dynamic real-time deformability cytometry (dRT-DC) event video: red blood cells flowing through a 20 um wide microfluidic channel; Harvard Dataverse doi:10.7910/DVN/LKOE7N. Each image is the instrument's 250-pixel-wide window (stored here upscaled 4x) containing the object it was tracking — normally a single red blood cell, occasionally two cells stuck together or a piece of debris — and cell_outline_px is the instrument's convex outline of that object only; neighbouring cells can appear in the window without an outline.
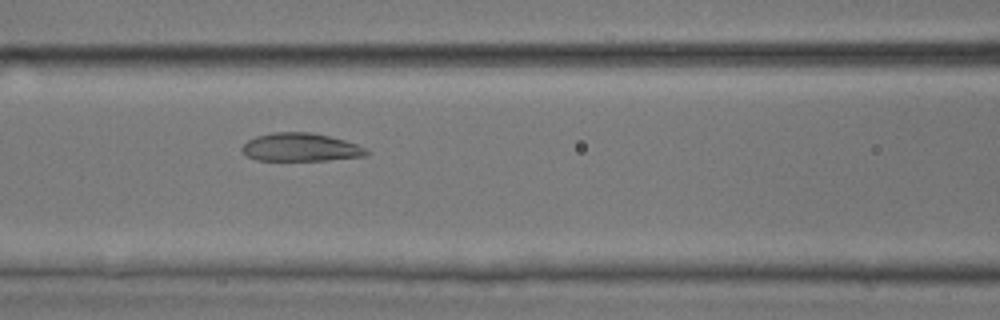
{"species": "common noctule bat (a hibernating species)", "species_latin": "Nyctalus noctula", "temperature_condition": "room temperature", "stored_images_in_passage": 46, "camera_frame_rate_fps": 3000, "um_per_image_px": 0.085, "animal": {"sex": "male", "body_mass_g": 17.9, "forearm_length_mm": 54.2}, "frame": {"image": 1, "passage_image": 20, "time_ms": 6.333, "image_size_px": [1000, 320], "cell_outline_px": [[368, 156], [328, 160], [256, 160], [248, 156], [240, 148], [248, 140], [256, 136], [272, 132], [312, 132], [344, 140], [356, 144], [364, 148], [368, 152]], "centroid_in_image_um": [25.55, 12.52], "position_along_channel_um": 141.1, "area_um2": 20.35}}
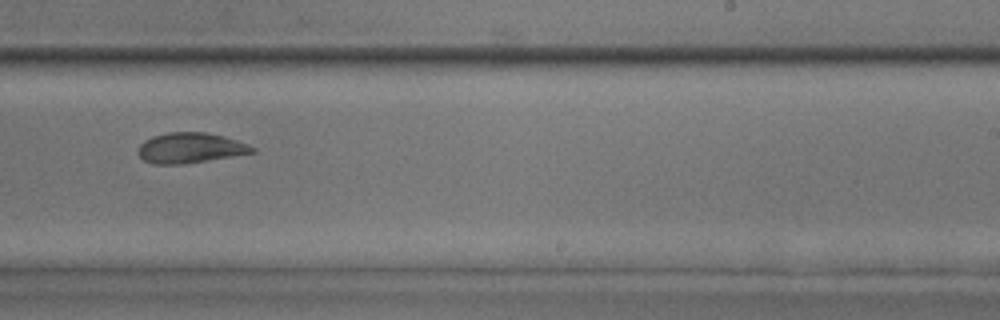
{"frame": {"image": 2, "passage_image": 29, "time_ms": 9.333, "image_size_px": [1000, 320], "cell_outline_px": [[256, 152], [184, 164], [152, 164], [144, 160], [136, 152], [140, 144], [144, 140], [152, 136], [168, 132], [204, 132], [224, 136], [248, 144], [256, 148]], "centroid_in_image_um": [16.15, 12.57], "position_along_channel_um": 272.9, "area_um2": 20.23}}
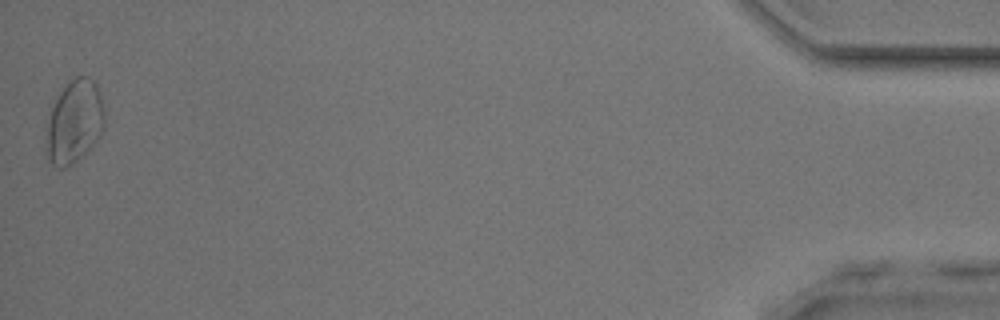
{"frame": {"image": 3, "passage_image": 46, "time_ms": 15.0, "image_size_px": [1000, 320], "cell_outline_px": [[104, 128], [100, 136], [72, 164], [64, 168], [56, 168], [44, 156], [48, 120], [52, 108], [60, 92], [68, 80], [76, 76], [88, 76], [96, 84], [100, 92], [104, 108]], "centroid_in_image_um": [6.3, 10.35], "position_along_channel_um": 428.9, "area_um2": 28.32}}